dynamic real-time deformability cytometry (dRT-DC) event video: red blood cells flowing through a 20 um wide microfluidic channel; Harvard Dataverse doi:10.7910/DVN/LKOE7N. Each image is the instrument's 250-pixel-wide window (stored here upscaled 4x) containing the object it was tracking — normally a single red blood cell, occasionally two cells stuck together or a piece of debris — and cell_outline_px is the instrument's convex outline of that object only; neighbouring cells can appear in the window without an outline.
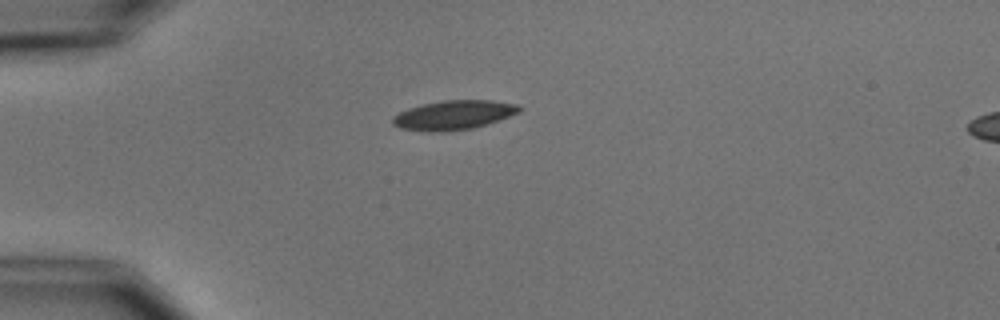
{"species": "common noctule bat (a hibernating species)", "species_latin": "Nyctalus noctula", "temperature_condition": "cold", "stored_images_in_passage": 3, "camera_frame_rate_fps": 3000, "um_per_image_px": 0.085, "animal": {"sex": "male", "body_mass_g": 15.6}, "frame": {"image": 1, "passage_image": 1, "time_ms": 0.0, "image_size_px": [1000, 320], "cell_outline_px": [[524, 108], [520, 112], [472, 128], [444, 132], [428, 132], [400, 128], [392, 124], [392, 116], [408, 108], [424, 104], [444, 100], [492, 100], [516, 104]], "centroid_in_image_um": [38.53, 9.78], "position_along_channel_um": 46.5, "area_um2": 21.5}}